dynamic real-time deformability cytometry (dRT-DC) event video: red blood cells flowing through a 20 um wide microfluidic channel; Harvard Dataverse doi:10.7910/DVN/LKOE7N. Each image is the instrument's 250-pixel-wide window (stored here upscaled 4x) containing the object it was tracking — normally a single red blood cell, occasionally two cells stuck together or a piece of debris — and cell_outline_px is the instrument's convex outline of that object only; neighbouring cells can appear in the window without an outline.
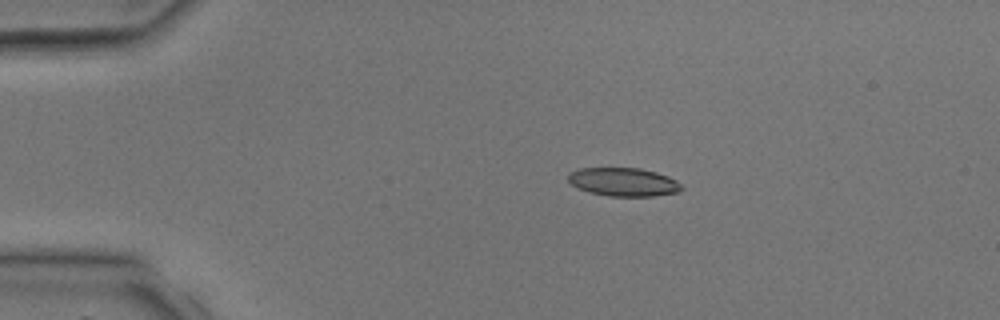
{"species": "common noctule bat (a hibernating species)", "species_latin": "Nyctalus noctula", "temperature_condition": "room temperature", "stored_images_in_passage": 3, "camera_frame_rate_fps": 3000, "um_per_image_px": 0.085, "animal": {"sex": "male", "body_mass_g": 17.9, "forearm_length_mm": 54.2}, "frame": {"image": 1, "passage_image": 2, "time_ms": 1.0, "image_size_px": [1000, 320], "cell_outline_px": [[684, 188], [680, 192], [652, 196], [608, 196], [588, 192], [576, 188], [568, 180], [568, 176], [572, 172], [580, 168], [640, 168], [656, 172], [668, 176], [676, 180]], "centroid_in_image_um": [53.01, 15.47], "position_along_channel_um": 32.0, "area_um2": 18.84}}